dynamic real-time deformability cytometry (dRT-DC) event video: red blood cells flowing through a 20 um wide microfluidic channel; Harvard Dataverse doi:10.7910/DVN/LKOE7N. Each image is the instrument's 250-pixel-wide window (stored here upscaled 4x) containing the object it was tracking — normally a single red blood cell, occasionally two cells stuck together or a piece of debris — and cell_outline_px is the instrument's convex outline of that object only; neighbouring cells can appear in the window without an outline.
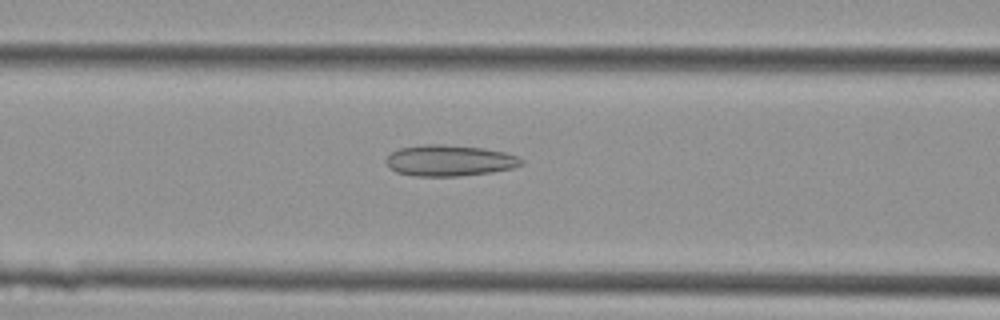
{"species": "Egyptian fruit bat (a non-hibernating species)", "species_latin": "Rousettus aegyptiacus", "temperature_condition": "cold", "stored_images_in_passage": 33, "camera_frame_rate_fps": 3000, "um_per_image_px": 0.085, "animal": {"sex": "female"}, "frame": {"image": 1, "passage_image": 13, "time_ms": 4.0, "image_size_px": [1000, 320], "cell_outline_px": [[524, 164], [512, 168], [492, 172], [460, 176], [412, 176], [396, 172], [388, 168], [384, 160], [392, 152], [400, 148], [424, 144], [440, 144], [484, 148], [504, 152], [516, 156], [524, 160]], "centroid_in_image_um": [38.18, 13.65], "position_along_channel_um": 128.4, "area_um2": 24.68}}
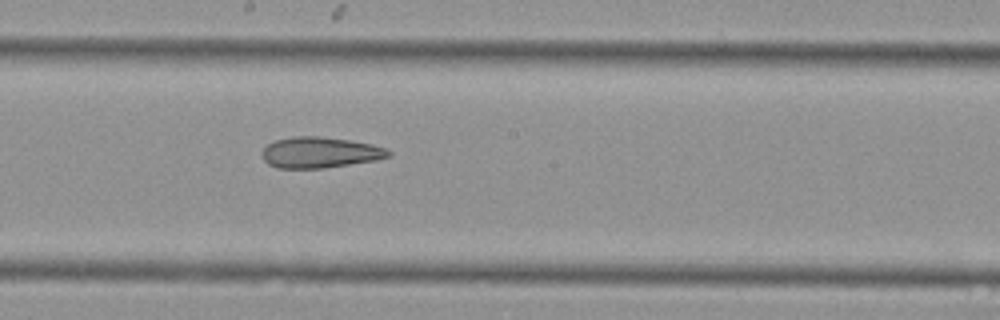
{"frame": {"image": 2, "passage_image": 19, "time_ms": 6.0, "image_size_px": [1000, 320], "cell_outline_px": [[392, 156], [376, 160], [320, 168], [276, 168], [268, 164], [264, 160], [260, 152], [268, 144], [276, 140], [292, 136], [320, 136], [352, 140], [372, 144], [384, 148], [392, 152]], "centroid_in_image_um": [27.18, 12.95], "position_along_channel_um": 221.0, "area_um2": 22.83}}
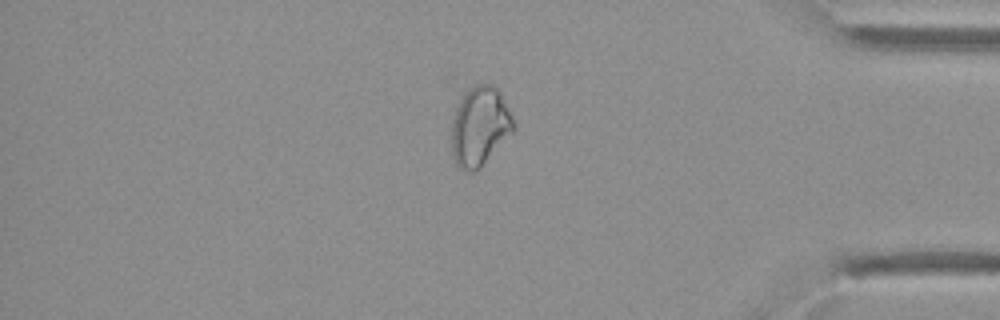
{"frame": {"image": 3, "passage_image": 32, "time_ms": 10.333, "image_size_px": [1000, 320], "cell_outline_px": [[516, 128], [480, 168], [476, 172], [464, 172], [456, 164], [452, 156], [452, 120], [456, 108], [460, 100], [468, 88], [476, 84], [492, 84], [500, 92], [512, 116]], "centroid_in_image_um": [40.77, 10.75], "position_along_channel_um": 394.4, "area_um2": 28.61}}